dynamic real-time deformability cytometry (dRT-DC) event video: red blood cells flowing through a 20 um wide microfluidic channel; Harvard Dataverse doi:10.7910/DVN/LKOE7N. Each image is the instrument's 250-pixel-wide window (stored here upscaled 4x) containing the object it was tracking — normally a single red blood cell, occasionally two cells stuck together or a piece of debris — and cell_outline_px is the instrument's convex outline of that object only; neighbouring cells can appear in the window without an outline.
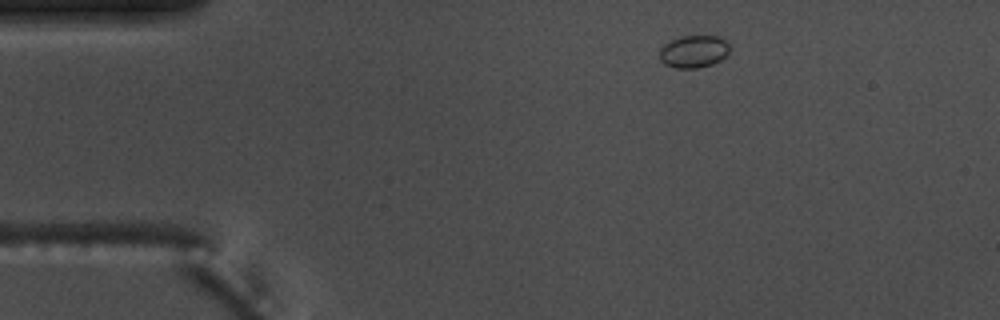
{"species": "common noctule bat (a hibernating species)", "species_latin": "Nyctalus noctula", "temperature_condition": "warm", "stored_images_in_passage": 2, "camera_frame_rate_fps": 3000, "um_per_image_px": 0.085, "animal": {"sex": "male", "body_mass_g": 17.5, "forearm_length_mm": 52.3}, "frame": {"image": 1, "passage_image": 1, "time_ms": 0.0, "image_size_px": [1000, 320], "cell_outline_px": [[728, 52], [720, 60], [712, 64], [696, 68], [676, 68], [664, 64], [660, 60], [660, 48], [664, 44], [680, 36], [716, 36], [728, 40]], "centroid_in_image_um": [58.95, 4.37], "position_along_channel_um": 26.1, "area_um2": 13.18}}